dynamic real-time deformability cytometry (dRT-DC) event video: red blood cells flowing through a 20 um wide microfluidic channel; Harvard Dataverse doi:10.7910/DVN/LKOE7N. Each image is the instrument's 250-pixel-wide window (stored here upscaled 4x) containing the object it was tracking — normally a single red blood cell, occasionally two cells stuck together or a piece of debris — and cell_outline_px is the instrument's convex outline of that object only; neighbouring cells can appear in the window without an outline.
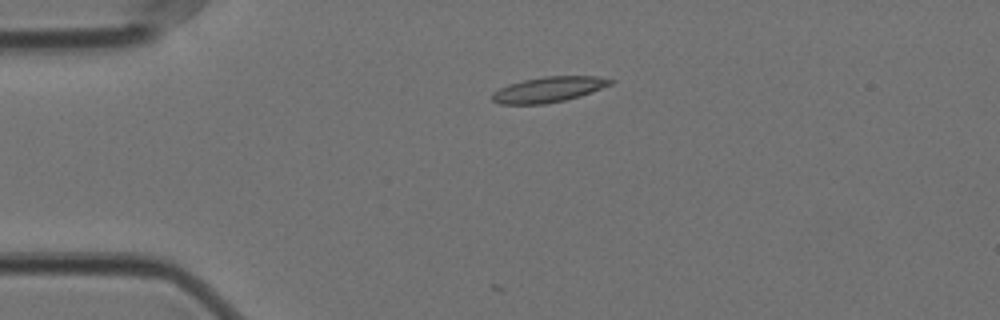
{"species": "Egyptian fruit bat (a non-hibernating species)", "species_latin": "Rousettus aegyptiacus", "temperature_condition": "cold", "stored_images_in_passage": 24, "camera_frame_rate_fps": 3000, "um_per_image_px": 0.085, "animal": {"sex": "female"}, "frame": {"image": 1, "passage_image": 1, "time_ms": 0.0, "image_size_px": [1000, 320], "cell_outline_px": [[616, 80], [612, 84], [580, 96], [564, 100], [544, 104], [500, 104], [492, 100], [492, 92], [508, 84], [524, 80], [544, 76], [596, 76]], "centroid_in_image_um": [46.63, 7.6], "position_along_channel_um": 38.4, "area_um2": 17.46}}
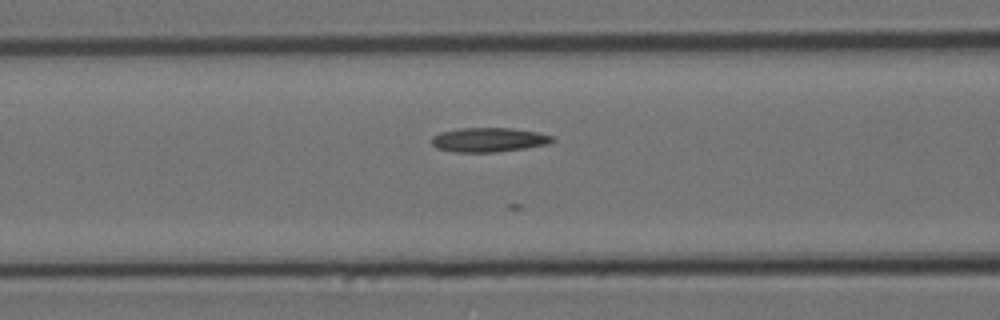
{"frame": {"image": 2, "passage_image": 11, "time_ms": 3.333, "image_size_px": [1000, 320], "cell_outline_px": [[556, 140], [548, 144], [524, 148], [496, 152], [452, 152], [436, 148], [432, 144], [432, 136], [440, 132], [460, 128], [512, 128], [536, 132], [552, 136]], "centroid_in_image_um": [41.52, 11.88], "position_along_channel_um": 125.1, "area_um2": 17.11}}
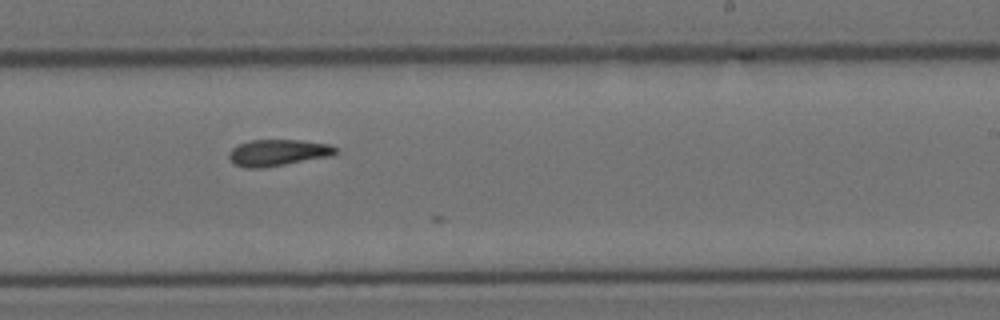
{"frame": {"image": 3, "passage_image": 23, "time_ms": 7.333, "image_size_px": [1000, 320], "cell_outline_px": [[336, 152], [332, 156], [264, 168], [244, 168], [232, 164], [228, 156], [228, 152], [232, 148], [240, 144], [252, 140], [300, 140], [328, 144], [336, 148]], "centroid_in_image_um": [23.58, 12.99], "position_along_channel_um": 265.4, "area_um2": 16.53}}